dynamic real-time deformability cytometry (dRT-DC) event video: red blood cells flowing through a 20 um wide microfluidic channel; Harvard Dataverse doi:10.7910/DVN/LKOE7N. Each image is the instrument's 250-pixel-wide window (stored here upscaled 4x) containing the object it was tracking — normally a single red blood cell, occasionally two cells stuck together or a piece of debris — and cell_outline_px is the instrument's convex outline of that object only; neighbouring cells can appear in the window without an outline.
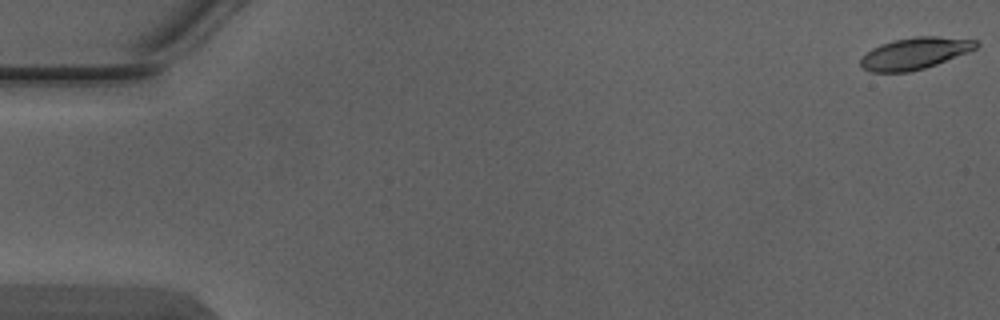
{"species": "Egyptian fruit bat (a non-hibernating species)", "species_latin": "Rousettus aegyptiacus", "temperature_condition": "warm", "stored_images_in_passage": 4, "camera_frame_rate_fps": 3000, "um_per_image_px": 0.085, "animal": {"sex": "male"}, "frame": {"image": 1, "passage_image": 1, "time_ms": 0.0, "image_size_px": [1000, 320], "cell_outline_px": [[980, 44], [976, 48], [968, 52], [936, 64], [924, 68], [908, 72], [868, 72], [860, 64], [860, 60], [872, 48], [880, 44], [892, 40], [916, 36], [940, 36], [976, 40]], "centroid_in_image_um": [77.76, 4.53], "position_along_channel_um": 7.2, "area_um2": 21.27}}
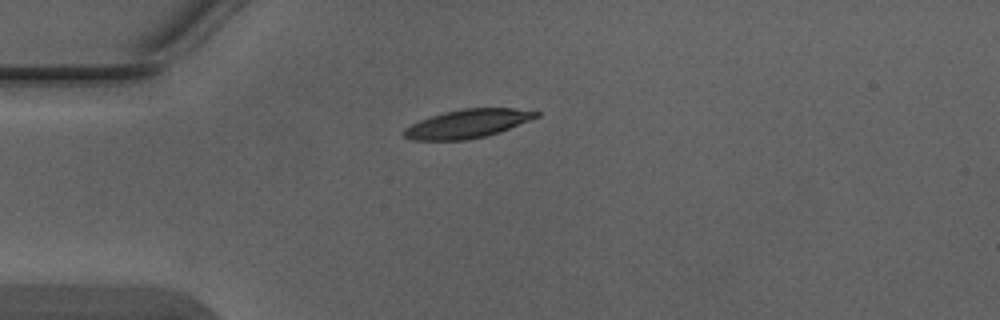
{"frame": {"image": 2, "passage_image": 4, "time_ms": 1.0, "image_size_px": [1000, 320], "cell_outline_px": [[540, 116], [500, 132], [484, 136], [464, 140], [408, 140], [400, 132], [404, 128], [420, 120], [444, 112], [464, 108], [512, 108], [540, 112]], "centroid_in_image_um": [39.71, 10.52], "position_along_channel_um": 45.3, "area_um2": 21.96}}